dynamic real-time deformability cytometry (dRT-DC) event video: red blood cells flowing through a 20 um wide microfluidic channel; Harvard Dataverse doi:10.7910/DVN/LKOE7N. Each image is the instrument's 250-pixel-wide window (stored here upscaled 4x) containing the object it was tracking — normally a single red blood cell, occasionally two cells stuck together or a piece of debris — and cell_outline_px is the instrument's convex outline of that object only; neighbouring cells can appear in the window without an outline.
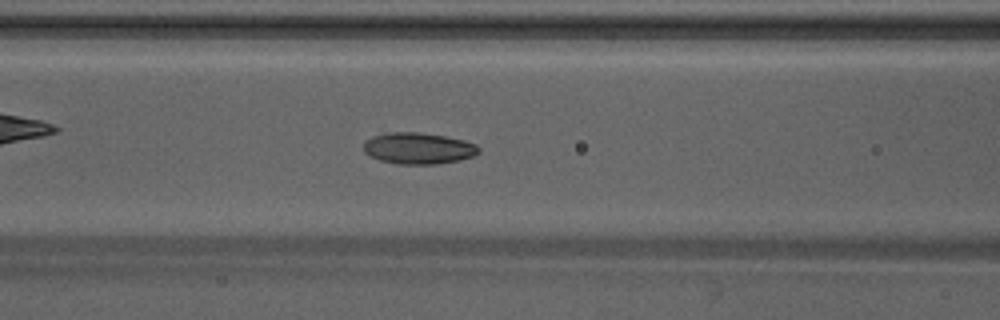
{"species": "Egyptian fruit bat (a non-hibernating species)", "species_latin": "Rousettus aegyptiacus", "temperature_condition": "warm", "stored_images_in_passage": 34, "camera_frame_rate_fps": 3000, "um_per_image_px": 0.085, "animal": {"sex": "male"}, "frame": {"image": 1, "passage_image": 5, "time_ms": 1.333, "image_size_px": [1000, 320], "cell_outline_px": [[480, 152], [472, 156], [460, 160], [436, 164], [396, 164], [380, 160], [364, 152], [364, 144], [372, 136], [384, 132], [416, 132], [444, 136], [464, 140], [476, 144], [480, 148]], "centroid_in_image_um": [35.57, 12.6], "position_along_channel_um": 131.0, "area_um2": 21.04}}
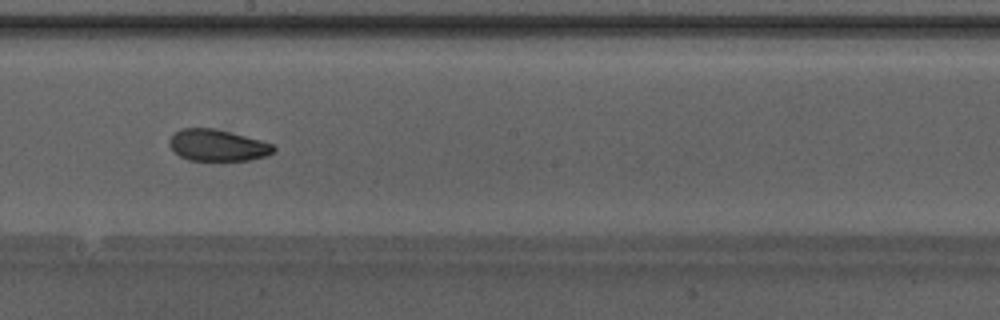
{"frame": {"image": 2, "passage_image": 12, "time_ms": 3.667, "image_size_px": [1000, 320], "cell_outline_px": [[276, 152], [268, 156], [248, 160], [188, 160], [180, 156], [168, 144], [168, 140], [180, 128], [216, 128], [260, 140], [272, 144], [276, 148]], "centroid_in_image_um": [18.51, 12.35], "position_along_channel_um": 229.7, "area_um2": 19.19}}
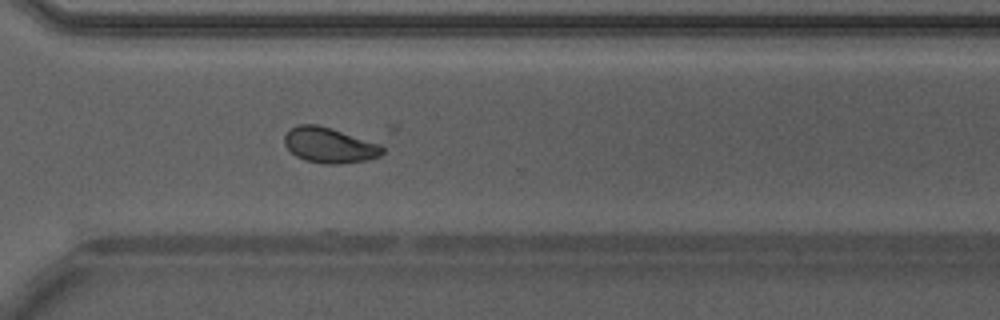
{"frame": {"image": 3, "passage_image": 20, "time_ms": 6.333, "image_size_px": [1000, 320], "cell_outline_px": [[384, 152], [380, 156], [364, 160], [336, 164], [324, 164], [304, 160], [296, 156], [284, 144], [284, 136], [288, 128], [300, 124], [316, 124], [380, 144], [384, 148]], "centroid_in_image_um": [27.96, 12.34], "position_along_channel_um": 342.6, "area_um2": 20.0}}